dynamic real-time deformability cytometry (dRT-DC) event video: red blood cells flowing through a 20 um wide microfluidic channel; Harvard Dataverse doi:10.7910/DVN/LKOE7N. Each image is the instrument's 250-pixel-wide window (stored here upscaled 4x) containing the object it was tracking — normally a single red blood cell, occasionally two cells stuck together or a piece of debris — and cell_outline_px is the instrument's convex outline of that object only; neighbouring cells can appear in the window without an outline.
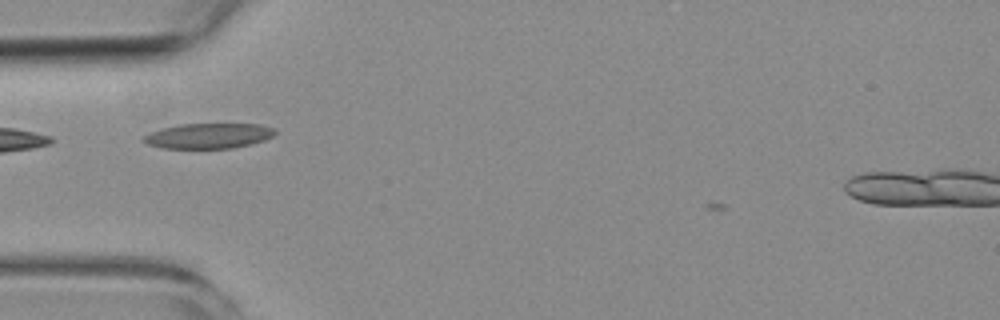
{"species": "common noctule bat (a hibernating species)", "species_latin": "Nyctalus noctula", "temperature_condition": "room temperature", "stored_images_in_passage": 4, "camera_frame_rate_fps": 3000, "um_per_image_px": 0.085, "animal": {"sex": "female", "body_mass_g": 19.3, "forearm_length_mm": 54.1}, "frame": {"image": 1, "passage_image": 3, "time_ms": 2.0, "image_size_px": [1000, 320], "cell_outline_px": [[276, 132], [272, 136], [264, 140], [232, 148], [160, 148], [148, 144], [140, 140], [144, 136], [152, 132], [164, 128], [180, 124], [260, 124], [276, 128]], "centroid_in_image_um": [17.73, 11.54], "position_along_channel_um": 67.3, "area_um2": 19.19}}
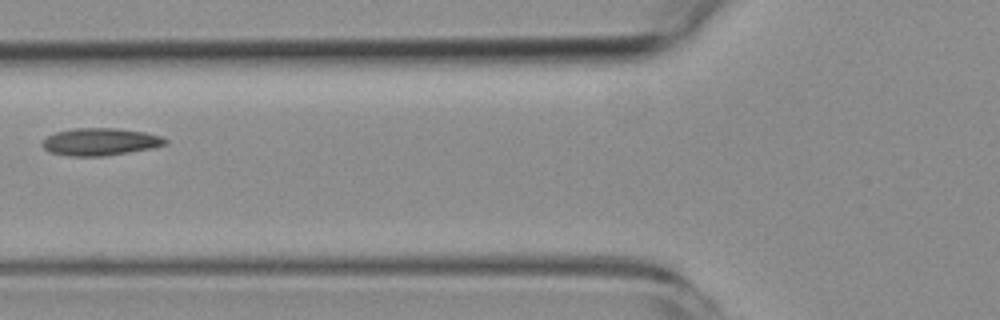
{"frame": {"image": 2, "passage_image": 4, "time_ms": 3.333, "image_size_px": [1000, 320], "cell_outline_px": [[168, 144], [152, 148], [104, 156], [72, 156], [48, 152], [40, 144], [48, 136], [56, 132], [72, 128], [116, 128], [144, 132], [160, 136], [168, 140]], "centroid_in_image_um": [8.51, 12.05], "position_along_channel_um": 117.3, "area_um2": 19.59}}